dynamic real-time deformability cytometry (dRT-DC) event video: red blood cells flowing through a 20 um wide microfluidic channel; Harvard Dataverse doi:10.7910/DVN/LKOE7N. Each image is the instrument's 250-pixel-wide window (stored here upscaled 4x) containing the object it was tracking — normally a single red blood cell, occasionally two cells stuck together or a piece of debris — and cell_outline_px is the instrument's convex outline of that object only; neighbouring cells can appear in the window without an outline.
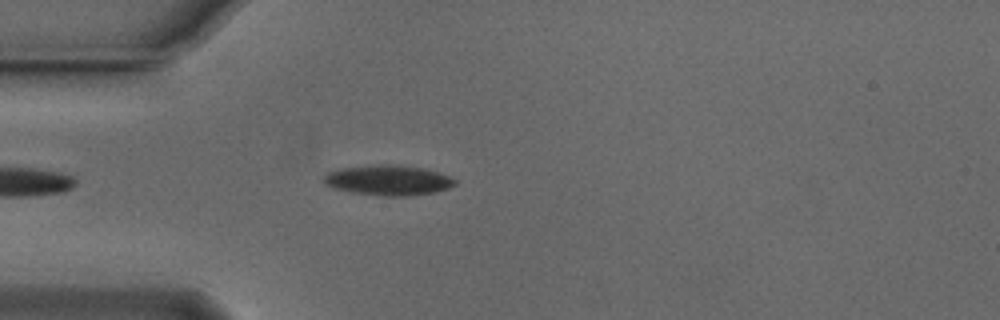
{"species": "Egyptian fruit bat (a non-hibernating species)", "species_latin": "Rousettus aegyptiacus", "temperature_condition": "cold", "stored_images_in_passage": 25, "camera_frame_rate_fps": 3000, "um_per_image_px": 0.085, "animal": {"sex": "male"}, "frame": {"image": 1, "passage_image": 5, "time_ms": 1.333, "image_size_px": [1000, 320], "cell_outline_px": [[456, 184], [448, 188], [436, 192], [408, 196], [384, 196], [352, 192], [332, 188], [324, 184], [324, 176], [328, 172], [340, 168], [372, 164], [400, 164], [424, 168], [448, 176], [456, 180]], "centroid_in_image_um": [32.98, 15.31], "position_along_channel_um": 52.0, "area_um2": 23.29}}
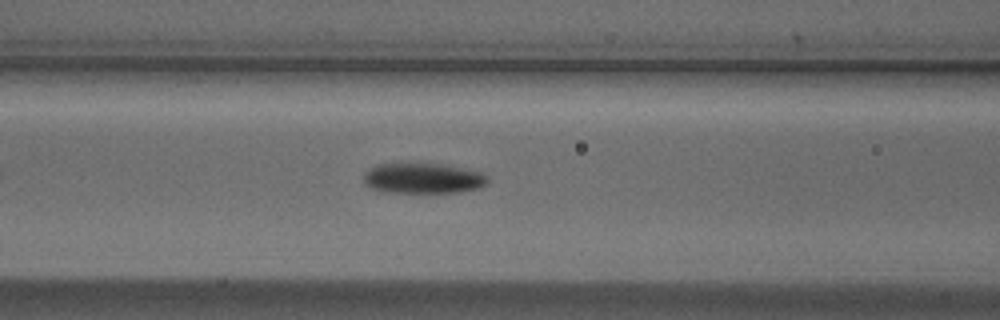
{"frame": {"image": 2, "passage_image": 12, "time_ms": 3.667, "image_size_px": [1000, 320], "cell_outline_px": [[488, 184], [480, 188], [460, 192], [384, 192], [372, 188], [364, 184], [364, 176], [372, 168], [380, 164], [440, 164], [480, 172], [488, 176]], "centroid_in_image_um": [36.0, 15.17], "position_along_channel_um": 130.6, "area_um2": 21.62}}
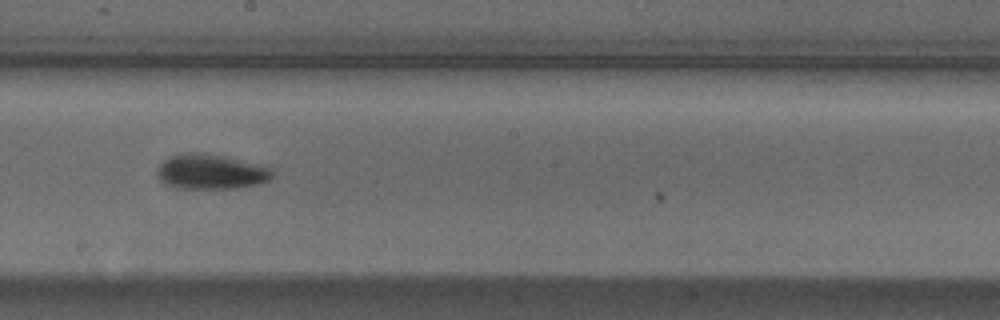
{"frame": {"image": 3, "passage_image": 20, "time_ms": 6.333, "image_size_px": [1000, 320], "cell_outline_px": [[276, 172], [268, 180], [260, 184], [236, 188], [176, 188], [164, 184], [156, 176], [156, 168], [164, 160], [180, 152], [204, 152], [272, 164]], "centroid_in_image_um": [18.02, 14.56], "position_along_channel_um": 230.2, "area_um2": 24.62}}